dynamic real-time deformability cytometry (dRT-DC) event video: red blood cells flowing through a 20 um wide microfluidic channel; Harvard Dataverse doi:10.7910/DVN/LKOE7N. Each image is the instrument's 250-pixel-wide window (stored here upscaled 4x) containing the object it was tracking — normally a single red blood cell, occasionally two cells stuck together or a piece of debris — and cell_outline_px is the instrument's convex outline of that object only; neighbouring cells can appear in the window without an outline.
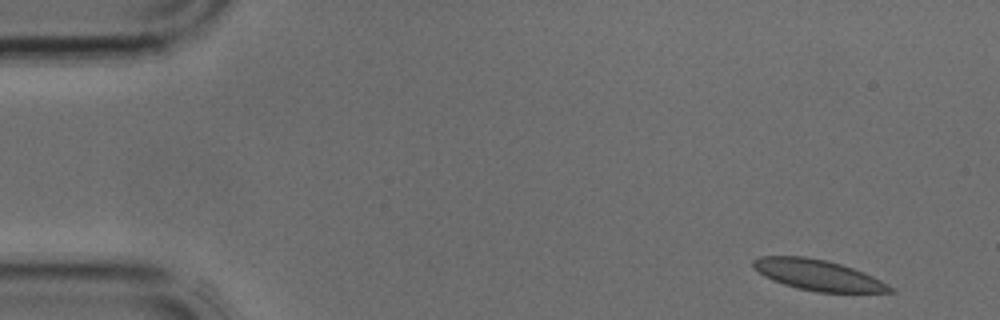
{"species": "common noctule bat (a hibernating species)", "species_latin": "Nyctalus noctula", "temperature_condition": "cold", "stored_images_in_passage": 3, "camera_frame_rate_fps": 3000, "um_per_image_px": 0.085, "animal": {"sex": "male", "body_mass_g": 17.9, "forearm_length_mm": 54.2}, "frame": {"image": 1, "passage_image": 1, "time_ms": 0.0, "image_size_px": [1000, 320], "cell_outline_px": [[896, 292], [816, 292], [796, 288], [772, 280], [764, 276], [752, 264], [752, 260], [760, 256], [804, 256], [828, 260], [864, 272], [880, 280], [892, 288]], "centroid_in_image_um": [69.51, 23.37], "position_along_channel_um": 15.5, "area_um2": 24.28}}